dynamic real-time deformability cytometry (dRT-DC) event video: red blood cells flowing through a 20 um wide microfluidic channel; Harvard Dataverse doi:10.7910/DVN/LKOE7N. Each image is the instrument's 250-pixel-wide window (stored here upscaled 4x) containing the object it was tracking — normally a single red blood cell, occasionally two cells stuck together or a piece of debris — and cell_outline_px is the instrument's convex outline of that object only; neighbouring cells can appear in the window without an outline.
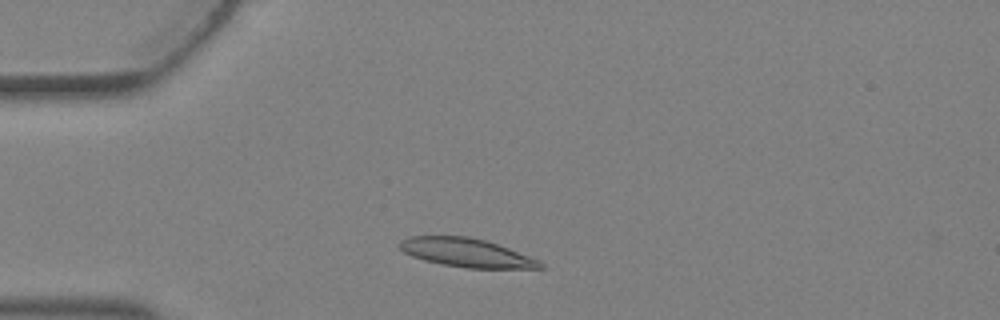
{"species": "Egyptian fruit bat (a non-hibernating species)", "species_latin": "Rousettus aegyptiacus", "temperature_condition": "warm", "stored_images_in_passage": 2, "camera_frame_rate_fps": 3000, "um_per_image_px": 0.085, "animal": {"sex": "female"}, "frame": {"image": 1, "passage_image": 2, "time_ms": 0.333, "image_size_px": [1000, 320], "cell_outline_px": [[544, 268], [468, 268], [444, 264], [424, 260], [412, 256], [404, 252], [400, 248], [400, 240], [408, 236], [468, 236], [484, 240], [508, 248], [528, 256], [544, 264]], "centroid_in_image_um": [39.6, 21.47], "position_along_channel_um": 45.4, "area_um2": 23.06}}